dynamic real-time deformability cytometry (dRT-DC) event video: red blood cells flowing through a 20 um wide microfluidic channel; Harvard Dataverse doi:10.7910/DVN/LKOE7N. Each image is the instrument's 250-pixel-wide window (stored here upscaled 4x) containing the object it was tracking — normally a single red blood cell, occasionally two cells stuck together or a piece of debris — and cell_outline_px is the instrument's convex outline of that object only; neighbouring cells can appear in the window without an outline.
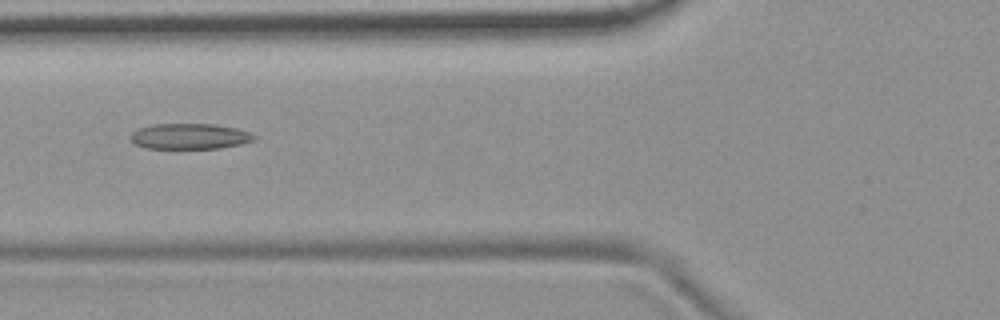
{"species": "common noctule bat (a hibernating species)", "species_latin": "Nyctalus noctula", "temperature_condition": "room temperature", "stored_images_in_passage": 6, "camera_frame_rate_fps": 3000, "um_per_image_px": 0.085, "animal": {"sex": "female", "body_mass_g": 19.9}, "frame": {"image": 1, "passage_image": 5, "time_ms": 4.667, "image_size_px": [1000, 320], "cell_outline_px": [[256, 140], [240, 144], [220, 148], [148, 148], [136, 144], [132, 140], [132, 132], [140, 128], [152, 124], [216, 124], [236, 128], [248, 132], [256, 136]], "centroid_in_image_um": [16.16, 11.58], "position_along_channel_um": 109.6, "area_um2": 18.26}}
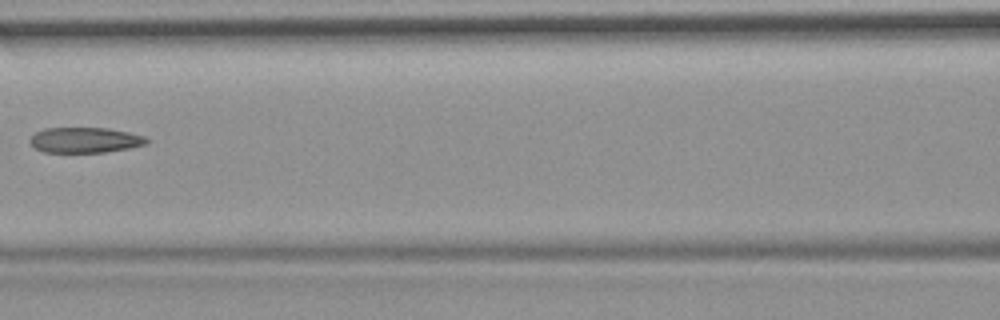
{"frame": {"image": 2, "passage_image": 6, "time_ms": 6.0, "image_size_px": [1000, 320], "cell_outline_px": [[148, 144], [128, 148], [104, 152], [44, 152], [36, 148], [28, 140], [36, 132], [44, 128], [108, 128], [128, 132], [144, 136], [148, 140]], "centroid_in_image_um": [7.22, 11.9], "position_along_channel_um": 159.4, "area_um2": 17.17}}